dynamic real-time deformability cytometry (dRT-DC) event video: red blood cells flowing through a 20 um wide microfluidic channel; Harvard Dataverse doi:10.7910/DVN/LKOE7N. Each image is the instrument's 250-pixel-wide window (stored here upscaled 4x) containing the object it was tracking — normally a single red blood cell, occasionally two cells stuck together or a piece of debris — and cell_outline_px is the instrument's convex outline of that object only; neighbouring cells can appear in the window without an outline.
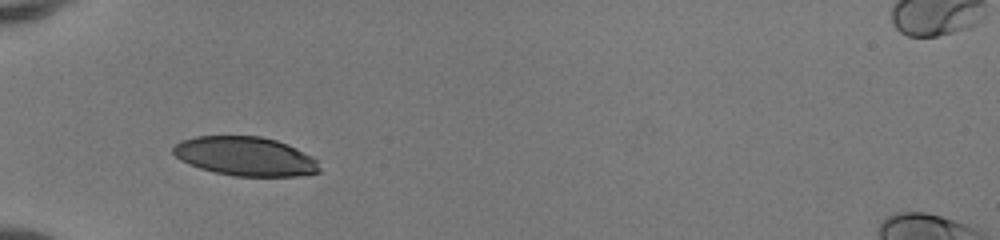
{"species": "human", "species_latin": "Homo sapiens", "temperature_condition": "room temperature", "stored_images_in_passage": 29, "camera_frame_rate_fps": 3000, "um_per_image_px": 0.085, "donor": {"sex": "female"}, "frame": {"image": 1, "passage_image": 1, "time_ms": 0.0, "image_size_px": [1000, 240], "cell_outline_px": [[320, 172], [300, 176], [236, 176], [212, 172], [188, 164], [180, 160], [172, 152], [172, 148], [176, 144], [184, 140], [196, 136], [260, 136], [276, 140], [288, 144], [312, 156], [316, 160], [320, 168]], "centroid_in_image_um": [20.86, 13.29], "position_along_channel_um": 64.1, "area_um2": 33.35}}
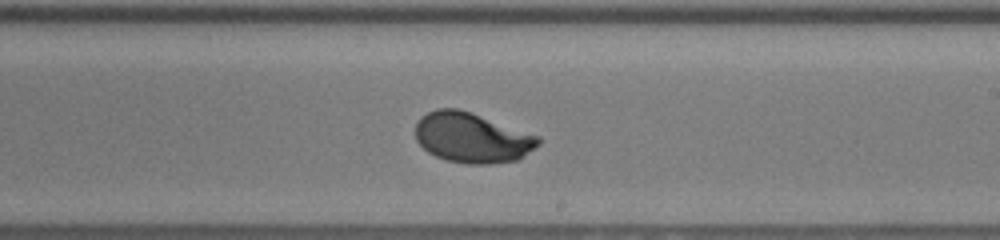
{"frame": {"image": 2, "passage_image": 15, "time_ms": 4.667, "image_size_px": [1000, 240], "cell_outline_px": [[544, 140], [540, 144], [520, 160], [492, 164], [468, 164], [444, 160], [428, 152], [416, 140], [416, 124], [420, 116], [436, 108], [456, 108], [540, 136]], "centroid_in_image_um": [40.14, 11.73], "position_along_channel_um": 248.9, "area_um2": 36.01}}
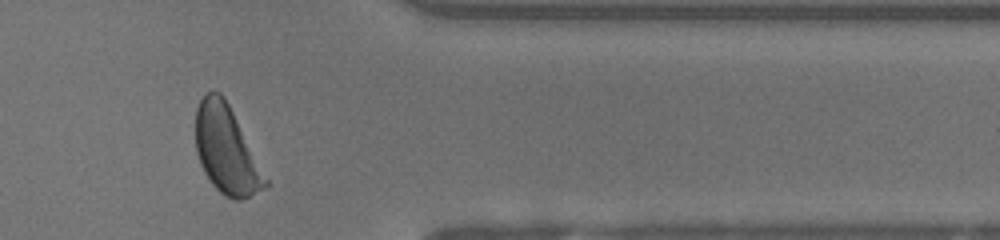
{"frame": {"image": 3, "passage_image": 26, "time_ms": 8.333, "image_size_px": [1000, 240], "cell_outline_px": [[272, 184], [240, 200], [236, 200], [220, 192], [212, 184], [204, 172], [200, 164], [196, 152], [196, 108], [204, 92], [220, 92], [224, 96]], "centroid_in_image_um": [19.26, 12.74], "position_along_channel_um": 392.1, "area_um2": 35.72}, "authors_computed_cell_mechanics": {"area_um2": 35.836, "velocity_mm_per_s": 4.1454, "shape_relaxation_time_tau1_ms": 2.7258, "shape_relaxation_time_tau2_ms": null, "deformation_change_tau1": 0.1669, "deformation_change_tau2": null}}